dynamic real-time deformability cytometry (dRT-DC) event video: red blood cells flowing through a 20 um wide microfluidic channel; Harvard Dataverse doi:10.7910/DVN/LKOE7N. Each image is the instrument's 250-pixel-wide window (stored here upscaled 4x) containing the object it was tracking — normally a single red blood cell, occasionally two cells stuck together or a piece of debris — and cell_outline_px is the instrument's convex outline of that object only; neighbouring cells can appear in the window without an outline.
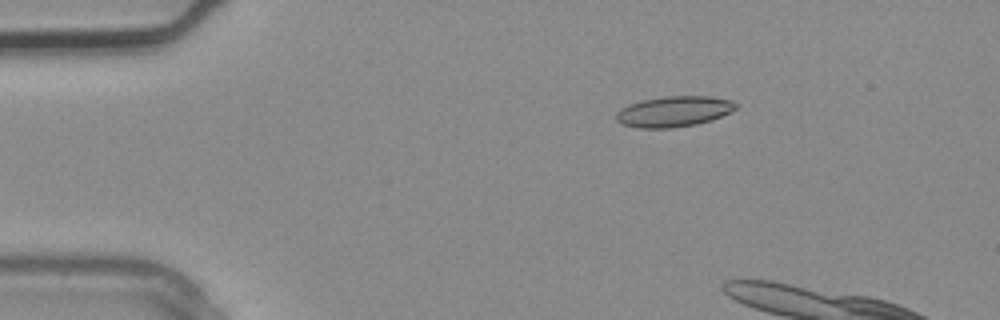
{"species": "common noctule bat (a hibernating species)", "species_latin": "Nyctalus noctula", "temperature_condition": "warm", "stored_images_in_passage": 3, "camera_frame_rate_fps": 3000, "um_per_image_px": 0.085, "animal": {"sex": "male", "body_mass_g": 20.4}, "frame": {"image": 1, "passage_image": 1, "time_ms": 0.0, "image_size_px": [1000, 320], "cell_outline_px": [[740, 104], [736, 108], [712, 120], [696, 124], [672, 128], [640, 128], [620, 124], [616, 120], [616, 112], [620, 108], [628, 104], [640, 100], [664, 96], [712, 96], [732, 100]], "centroid_in_image_um": [57.25, 9.46], "position_along_channel_um": 27.7, "area_um2": 21.62}}